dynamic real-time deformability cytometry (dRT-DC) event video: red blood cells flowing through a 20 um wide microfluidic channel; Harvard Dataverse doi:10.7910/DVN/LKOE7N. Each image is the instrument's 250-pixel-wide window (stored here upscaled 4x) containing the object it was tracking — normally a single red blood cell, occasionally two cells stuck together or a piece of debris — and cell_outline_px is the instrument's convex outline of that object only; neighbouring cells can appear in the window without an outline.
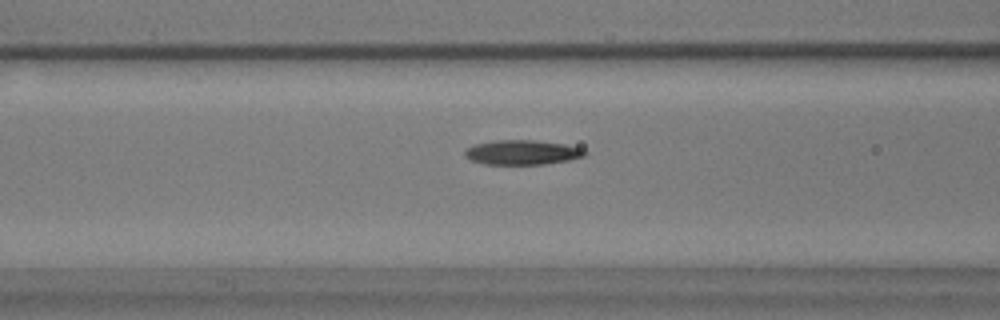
{"species": "common noctule bat (a hibernating species)", "species_latin": "Nyctalus noctula", "temperature_condition": "warm", "stored_images_in_passage": 45, "camera_frame_rate_fps": 3000, "um_per_image_px": 0.085, "animal": {"sex": "male", "body_mass_g": 17.9}, "frame": {"image": 1, "passage_image": 10, "time_ms": 3.0, "image_size_px": [1000, 320], "cell_outline_px": [[588, 152], [584, 156], [568, 160], [544, 164], [484, 164], [472, 160], [464, 156], [464, 152], [468, 148], [476, 144], [496, 140], [536, 140], [564, 144], [580, 148]], "centroid_in_image_um": [44.39, 12.95], "position_along_channel_um": 122.2, "area_um2": 17.05}}
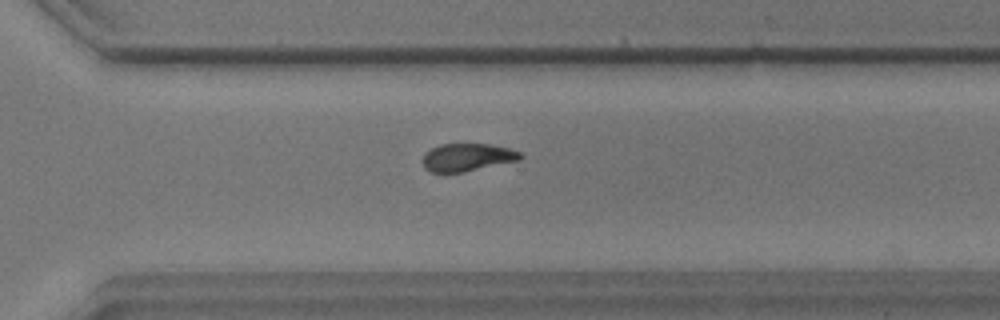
{"frame": {"image": 2, "passage_image": 28, "time_ms": 9.0, "image_size_px": [1000, 320], "cell_outline_px": [[524, 156], [520, 160], [464, 172], [428, 172], [424, 168], [420, 160], [424, 152], [440, 144], [488, 144], [508, 148], [520, 152]], "centroid_in_image_um": [39.67, 13.38], "position_along_channel_um": 330.9, "area_um2": 16.01}}
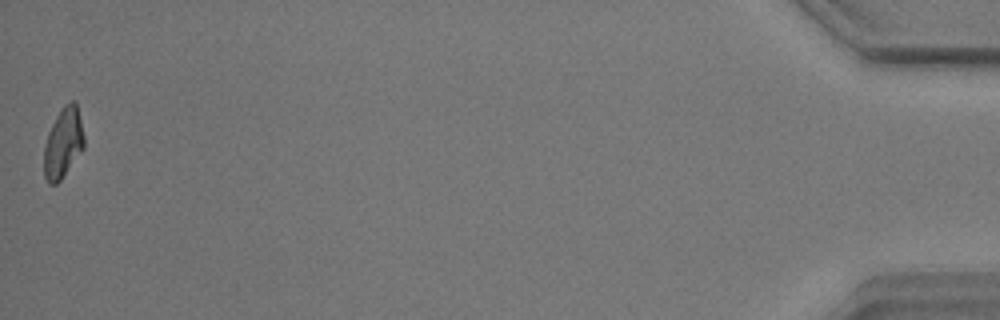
{"frame": {"image": 3, "passage_image": 45, "time_ms": 14.667, "image_size_px": [1000, 320], "cell_outline_px": [[84, 148], [60, 180], [56, 184], [48, 184], [44, 176], [44, 144], [48, 132], [56, 116], [64, 104], [72, 100], [76, 100], [84, 136]], "centroid_in_image_um": [5.36, 12.14], "position_along_channel_um": 429.8, "area_um2": 16.42}, "authors_computed_cell_mechanics": {"area_um2": 16.9932, "velocity_mm_per_s": 3.4817, "shape_relaxation_time_tau1_ms": 7.7656, "shape_relaxation_time_tau2_ms": 4.4806, "deformation_change_tau1": 0.2013, "deformation_change_tau2": 0.1135}}